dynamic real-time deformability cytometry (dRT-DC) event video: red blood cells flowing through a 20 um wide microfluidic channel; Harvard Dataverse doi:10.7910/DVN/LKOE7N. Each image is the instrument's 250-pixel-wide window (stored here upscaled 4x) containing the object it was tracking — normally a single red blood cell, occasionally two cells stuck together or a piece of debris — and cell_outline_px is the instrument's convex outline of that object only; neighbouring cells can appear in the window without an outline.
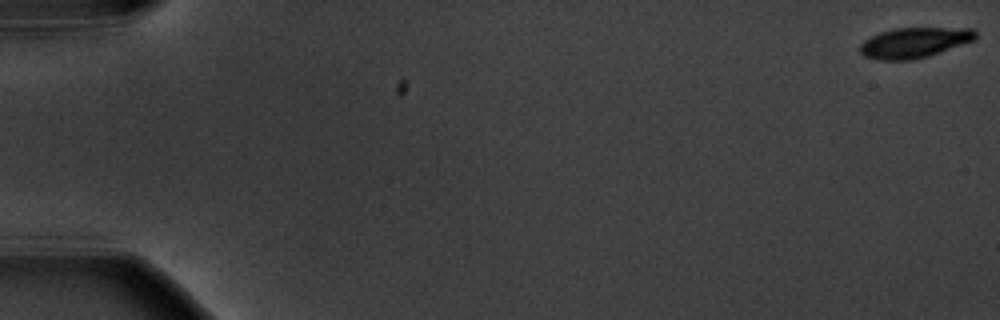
{"species": "common noctule bat (a hibernating species)", "species_latin": "Nyctalus noctula", "temperature_condition": "warm", "stored_images_in_passage": 5, "camera_frame_rate_fps": 3000, "um_per_image_px": 0.085, "animal": {"sex": "male", "body_mass_g": 20.1, "forearm_length_mm": 53.5}, "frame": {"image": 1, "passage_image": 1, "time_ms": 0.0, "image_size_px": [1000, 320], "cell_outline_px": [[976, 40], [928, 56], [912, 60], [876, 60], [864, 56], [860, 52], [860, 44], [864, 40], [880, 32], [896, 28], [976, 28]], "centroid_in_image_um": [77.73, 3.62], "position_along_channel_um": 7.3, "area_um2": 20.52}}
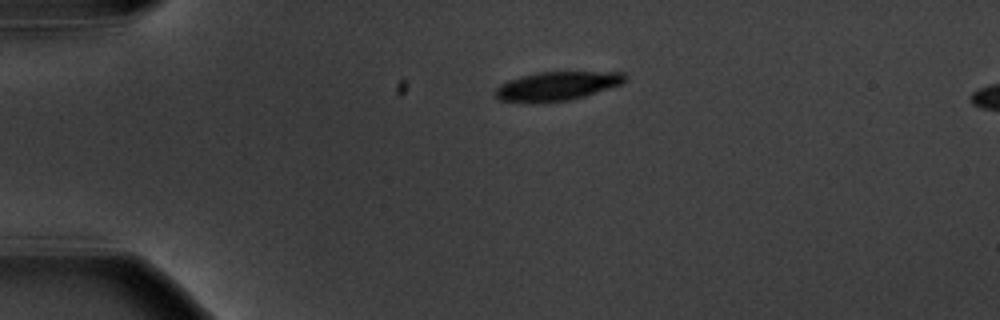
{"frame": {"image": 2, "passage_image": 4, "time_ms": 4.333, "image_size_px": [1000, 320], "cell_outline_px": [[628, 76], [624, 84], [584, 96], [568, 100], [496, 100], [492, 96], [492, 92], [500, 84], [508, 80], [536, 72], [624, 72]], "centroid_in_image_um": [47.38, 7.27], "position_along_channel_um": 37.6, "area_um2": 21.39}}